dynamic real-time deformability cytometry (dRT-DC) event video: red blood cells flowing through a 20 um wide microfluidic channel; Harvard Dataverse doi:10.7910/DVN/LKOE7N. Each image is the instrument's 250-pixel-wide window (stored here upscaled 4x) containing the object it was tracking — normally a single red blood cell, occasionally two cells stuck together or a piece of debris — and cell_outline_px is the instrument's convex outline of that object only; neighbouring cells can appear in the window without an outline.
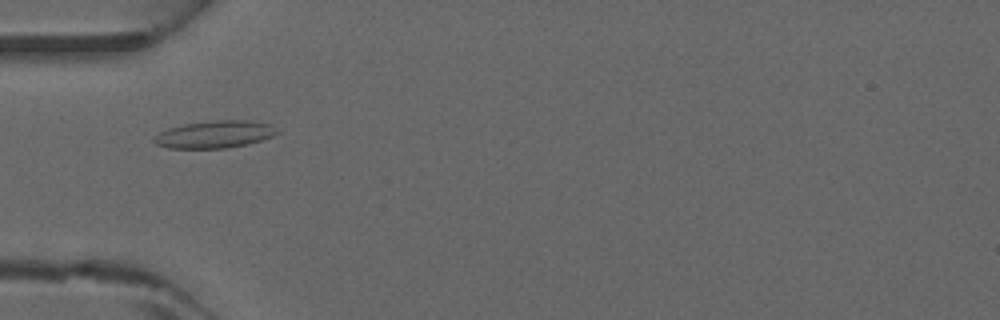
{"species": "common noctule bat (a hibernating species)", "species_latin": "Nyctalus noctula", "temperature_condition": "warm", "stored_images_in_passage": 7, "camera_frame_rate_fps": 3000, "um_per_image_px": 0.085, "animal": {"sex": "male", "forearm_length_mm": 52.5}, "frame": {"image": 1, "passage_image": 6, "time_ms": 1.667, "image_size_px": [1000, 320], "cell_outline_px": [[280, 132], [272, 136], [248, 144], [228, 148], [168, 148], [156, 144], [152, 140], [160, 132], [168, 128], [184, 124], [216, 120], [248, 120], [272, 124]], "centroid_in_image_um": [18.27, 11.42], "position_along_channel_um": 66.7, "area_um2": 19.59}}
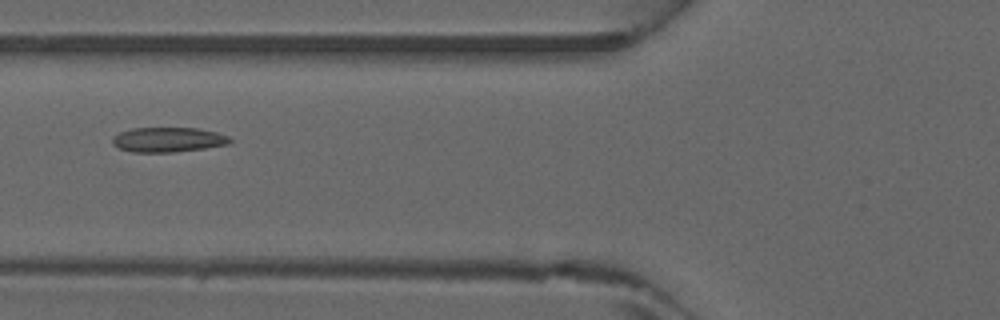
{"frame": {"image": 2, "passage_image": 7, "time_ms": 2.0, "image_size_px": [1000, 320], "cell_outline_px": [[232, 140], [228, 144], [204, 148], [172, 152], [132, 152], [120, 148], [112, 144], [112, 136], [120, 132], [132, 128], [196, 128], [216, 132], [228, 136]], "centroid_in_image_um": [14.26, 11.87], "position_along_channel_um": 111.5, "area_um2": 16.88}}